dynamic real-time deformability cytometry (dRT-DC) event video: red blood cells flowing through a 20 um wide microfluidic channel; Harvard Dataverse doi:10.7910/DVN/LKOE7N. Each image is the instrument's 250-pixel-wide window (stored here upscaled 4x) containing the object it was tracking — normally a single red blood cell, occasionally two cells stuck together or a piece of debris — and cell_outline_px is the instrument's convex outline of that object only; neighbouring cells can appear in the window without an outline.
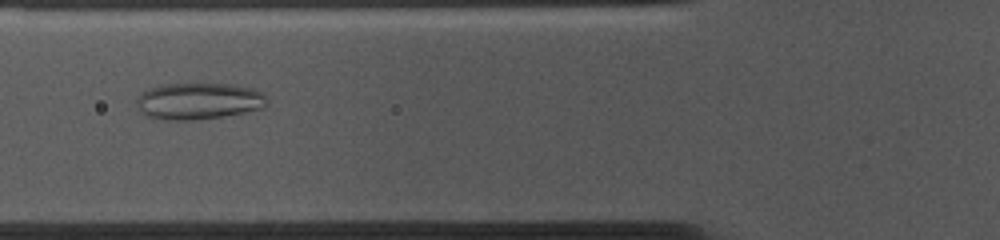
{"species": "common noctule bat (a hibernating species)", "species_latin": "Nyctalus noctula", "temperature_condition": "cold", "stored_images_in_passage": 54, "camera_frame_rate_fps": 3000, "um_per_image_px": 0.085, "animal": {"sex": "female", "body_mass_g": 10.0, "forearm_length_mm": 53.1}, "frame": {"image": 1, "passage_image": 19, "time_ms": 6.0, "image_size_px": [1000, 240], "cell_outline_px": [[268, 104], [264, 108], [224, 116], [196, 120], [164, 120], [148, 116], [140, 112], [136, 108], [136, 96], [140, 92], [148, 88], [164, 84], [232, 84], [252, 88], [264, 92]], "centroid_in_image_um": [16.86, 8.59], "position_along_channel_um": 108.9, "area_um2": 28.26}}
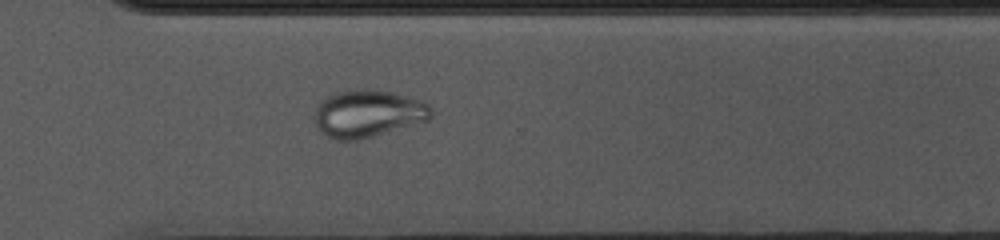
{"frame": {"image": 2, "passage_image": 38, "time_ms": 12.333, "image_size_px": [1000, 240], "cell_outline_px": [[432, 116], [428, 120], [372, 136], [356, 140], [336, 140], [328, 136], [316, 124], [316, 108], [320, 100], [336, 92], [356, 88], [364, 88], [388, 92], [424, 100], [432, 108]], "centroid_in_image_um": [31.29, 9.63], "position_along_channel_um": 339.3, "area_um2": 31.85}}
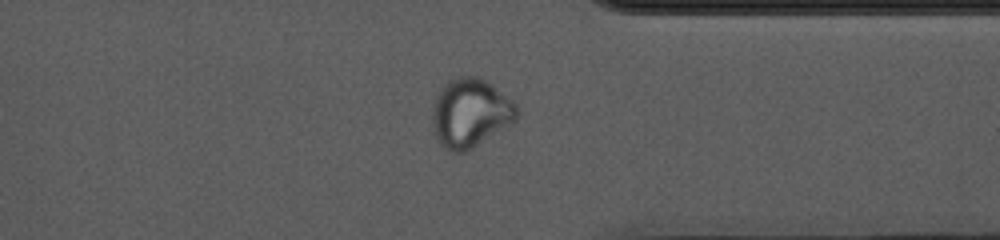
{"frame": {"image": 3, "passage_image": 41, "time_ms": 13.333, "image_size_px": [1000, 240], "cell_outline_px": [[516, 120], [472, 148], [464, 152], [452, 152], [444, 148], [436, 140], [432, 132], [432, 108], [436, 96], [440, 88], [448, 80], [460, 76], [480, 76], [492, 84], [512, 100], [516, 104]], "centroid_in_image_um": [39.92, 9.59], "position_along_channel_um": 371.5, "area_um2": 33.99}}